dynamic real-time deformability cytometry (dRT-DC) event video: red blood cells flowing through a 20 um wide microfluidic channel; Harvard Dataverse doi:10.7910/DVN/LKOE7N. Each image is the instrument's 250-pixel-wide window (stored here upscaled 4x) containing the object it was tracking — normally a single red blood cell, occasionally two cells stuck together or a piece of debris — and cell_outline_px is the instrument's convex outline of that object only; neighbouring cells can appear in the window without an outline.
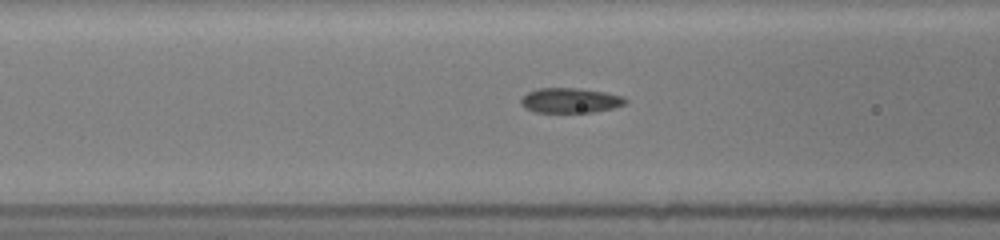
{"species": "common noctule bat (a hibernating species)", "species_latin": "Nyctalus noctula", "temperature_condition": "room temperature", "stored_images_in_passage": 9, "camera_frame_rate_fps": 3000, "um_per_image_px": 0.085, "animal": {"sex": "female", "body_mass_g": 19.5, "forearm_length_mm": 54.1}, "frame": {"image": 1, "passage_image": 7, "time_ms": 3.0, "image_size_px": [1000, 240], "cell_outline_px": [[628, 100], [624, 104], [612, 108], [592, 112], [536, 112], [524, 108], [520, 104], [520, 100], [528, 92], [536, 88], [576, 88], [604, 92], [624, 96]], "centroid_in_image_um": [48.45, 8.53], "position_along_channel_um": 118.2, "area_um2": 15.14}}